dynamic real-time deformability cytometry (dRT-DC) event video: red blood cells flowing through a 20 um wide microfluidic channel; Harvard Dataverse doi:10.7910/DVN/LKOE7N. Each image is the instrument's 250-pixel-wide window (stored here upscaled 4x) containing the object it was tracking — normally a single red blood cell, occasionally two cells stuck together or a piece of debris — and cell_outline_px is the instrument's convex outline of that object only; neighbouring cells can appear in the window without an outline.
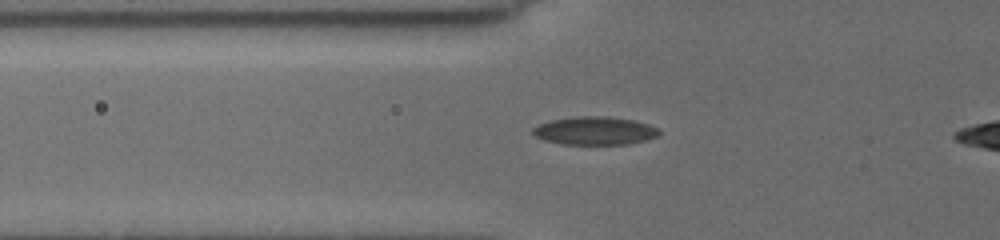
{"species": "common noctule bat (a hibernating species)", "species_latin": "Nyctalus noctula", "temperature_condition": "cold", "stored_images_in_passage": 47, "camera_frame_rate_fps": 3000, "um_per_image_px": 0.085, "animal": {"sex": "female", "body_mass_g": 19.5, "forearm_length_mm": 54.1}, "frame": {"image": 1, "passage_image": 3, "time_ms": 0.333, "image_size_px": [1000, 240], "cell_outline_px": [[660, 132], [656, 136], [648, 140], [628, 144], [564, 144], [544, 140], [536, 136], [532, 132], [532, 128], [540, 124], [552, 120], [576, 116], [608, 116], [632, 120], [648, 124], [660, 128]], "centroid_in_image_um": [50.59, 11.11], "position_along_channel_um": 75.2, "area_um2": 20.69}}
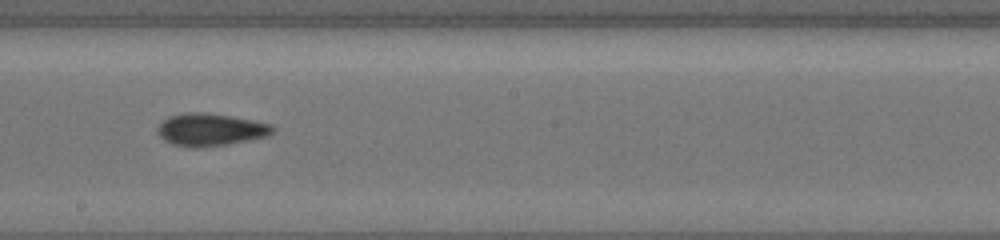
{"frame": {"image": 2, "passage_image": 24, "time_ms": 4.333, "image_size_px": [1000, 240], "cell_outline_px": [[276, 132], [272, 136], [228, 144], [200, 148], [192, 148], [172, 144], [164, 140], [156, 132], [156, 128], [168, 116], [184, 112], [208, 112], [256, 120], [272, 124], [276, 128]], "centroid_in_image_um": [17.95, 11.02], "position_along_channel_um": 230.3, "area_um2": 22.48}}
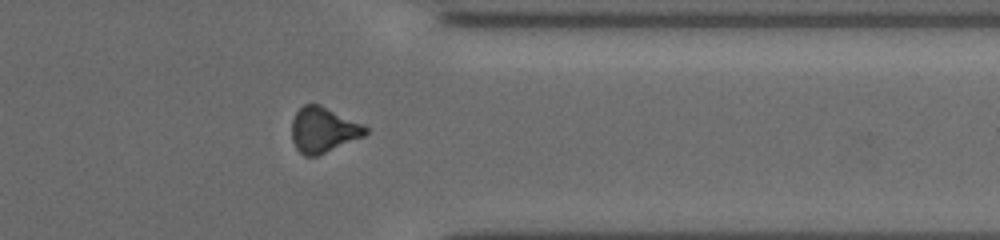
{"frame": {"image": 3, "passage_image": 39, "time_ms": 8.333, "image_size_px": [1000, 240], "cell_outline_px": [[368, 132], [364, 136], [316, 156], [304, 156], [296, 148], [292, 140], [292, 120], [296, 112], [304, 104], [320, 104], [364, 124], [368, 128]], "centroid_in_image_um": [27.48, 11.03], "position_along_channel_um": 383.9, "area_um2": 19.48}, "authors_computed_cell_mechanics": {"area_um2": 20.7502, "velocity_mm_per_s": 3.9037, "shape_relaxation_time_tau1_ms": 10.8639, "shape_relaxation_time_tau2_ms": null, "deformation_change_tau1": 0.1961, "deformation_change_tau2": null}}